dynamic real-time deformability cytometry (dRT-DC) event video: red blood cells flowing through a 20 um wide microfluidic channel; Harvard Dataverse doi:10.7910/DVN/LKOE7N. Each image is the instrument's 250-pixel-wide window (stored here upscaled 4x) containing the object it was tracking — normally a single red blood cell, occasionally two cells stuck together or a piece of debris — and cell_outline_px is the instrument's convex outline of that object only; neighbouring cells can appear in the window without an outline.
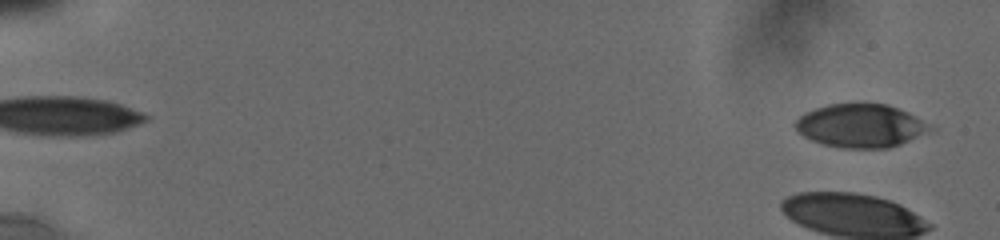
{"species": "human", "species_latin": "Homo sapiens", "temperature_condition": "cold", "stored_images_in_passage": 39, "camera_frame_rate_fps": 3000, "um_per_image_px": 0.085, "donor": {"sex": "male"}, "frame": {"image": 1, "passage_image": 2, "time_ms": 0.333, "image_size_px": [1000, 240], "cell_outline_px": [[936, 128], [900, 144], [888, 148], [844, 148], [820, 144], [796, 132], [792, 124], [804, 112], [828, 104], [852, 100], [864, 100], [888, 104], [908, 112]], "centroid_in_image_um": [73.11, 10.63], "position_along_channel_um": 11.9, "area_um2": 35.14}}